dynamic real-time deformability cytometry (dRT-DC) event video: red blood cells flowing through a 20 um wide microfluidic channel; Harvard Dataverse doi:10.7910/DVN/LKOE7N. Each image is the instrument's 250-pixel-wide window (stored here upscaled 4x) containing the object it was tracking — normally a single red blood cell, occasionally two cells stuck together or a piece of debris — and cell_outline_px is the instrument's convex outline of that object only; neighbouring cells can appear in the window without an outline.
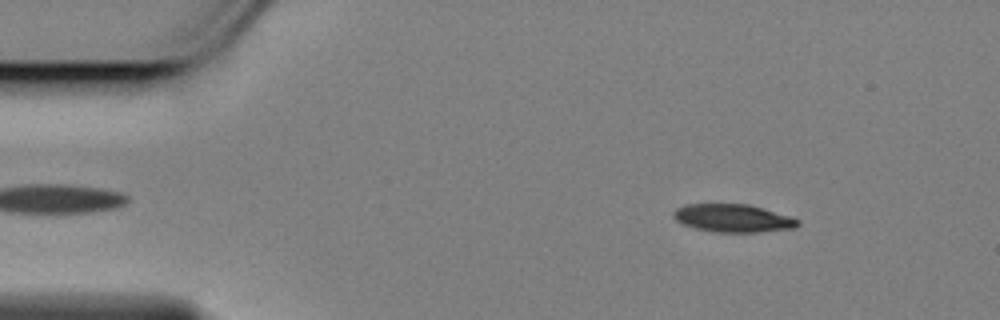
{"species": "Egyptian fruit bat (a non-hibernating species)", "species_latin": "Rousettus aegyptiacus", "temperature_condition": "cold", "stored_images_in_passage": 57, "camera_frame_rate_fps": 3000, "um_per_image_px": 0.085, "animal": {"sex": "female"}, "frame": {"image": 1, "passage_image": 7, "time_ms": 2.0, "image_size_px": [1000, 320], "cell_outline_px": [[800, 224], [796, 228], [760, 232], [716, 232], [696, 228], [684, 224], [676, 220], [672, 216], [672, 212], [676, 208], [684, 204], [748, 204], [792, 216], [800, 220]], "centroid_in_image_um": [62.33, 18.54], "position_along_channel_um": 22.7, "area_um2": 20.4}}
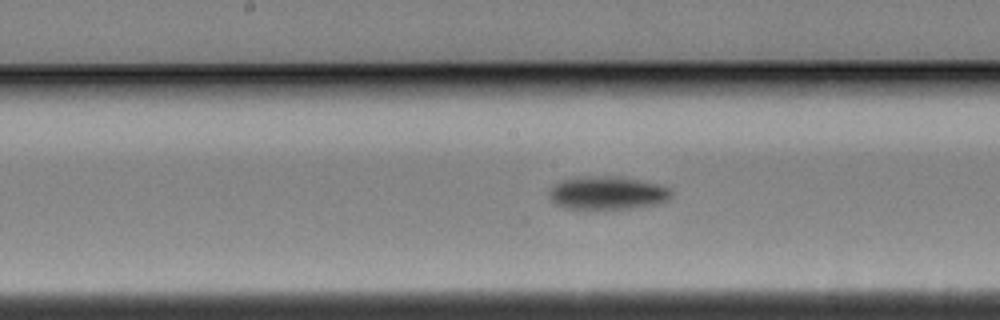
{"frame": {"image": 2, "passage_image": 28, "time_ms": 9.0, "image_size_px": [1000, 320], "cell_outline_px": [[672, 196], [668, 200], [660, 204], [632, 208], [592, 212], [564, 208], [552, 204], [548, 196], [548, 192], [552, 184], [560, 180], [576, 176], [620, 176], [656, 184], [672, 188]], "centroid_in_image_um": [51.54, 16.44], "position_along_channel_um": 196.7, "area_um2": 25.09}}
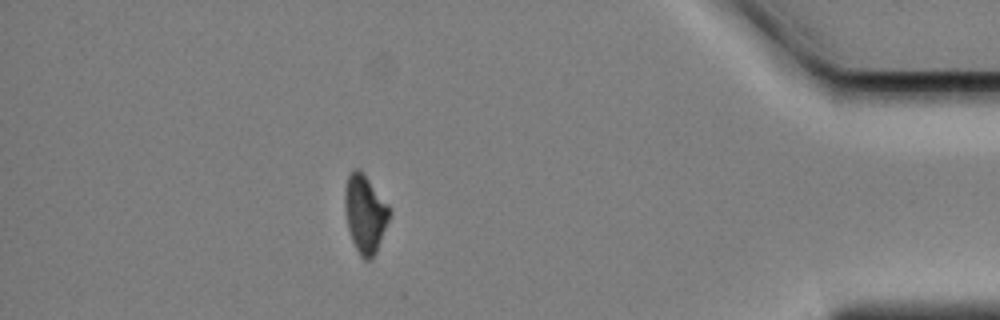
{"frame": {"image": 3, "passage_image": 50, "time_ms": 16.333, "image_size_px": [1000, 320], "cell_outline_px": [[392, 212], [376, 252], [368, 260], [364, 260], [360, 256], [352, 240], [348, 228], [344, 204], [344, 188], [348, 176], [352, 168], [360, 168], [392, 208]], "centroid_in_image_um": [31.04, 18.11], "position_along_channel_um": 404.2, "area_um2": 20.52}, "authors_computed_cell_mechanics": {"area_um2": 21.6172, "velocity_mm_per_s": 3.4501, "shape_relaxation_time_tau1_ms": 2.2553, "shape_relaxation_time_tau2_ms": null, "deformation_change_tau1": 0.1067, "deformation_change_tau2": null}}